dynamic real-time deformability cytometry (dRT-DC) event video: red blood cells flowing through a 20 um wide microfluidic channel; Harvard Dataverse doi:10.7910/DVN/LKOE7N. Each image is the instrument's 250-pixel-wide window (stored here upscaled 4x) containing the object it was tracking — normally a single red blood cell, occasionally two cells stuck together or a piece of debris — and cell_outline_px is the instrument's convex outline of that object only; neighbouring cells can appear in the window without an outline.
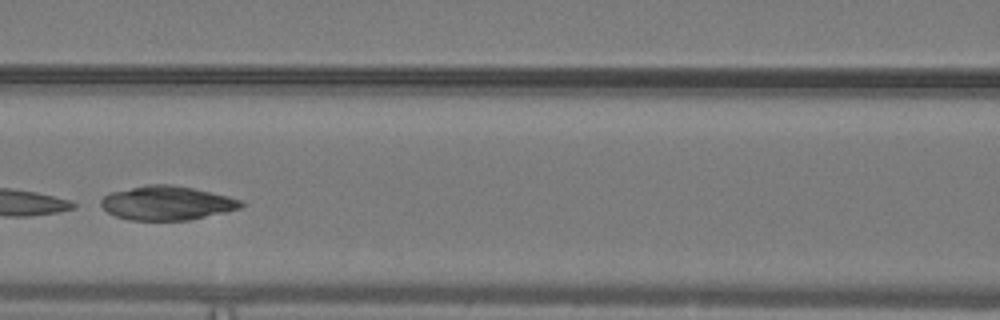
{"species": "common noctule bat (a hibernating species)", "species_latin": "Nyctalus noctula", "temperature_condition": "warm", "stored_images_in_passage": 36, "camera_frame_rate_fps": 3000, "um_per_image_px": 0.085, "animal": {"sex": "male", "body_mass_g": 19.2, "forearm_length_mm": 51.8}, "frame": {"image": 1, "passage_image": 11, "time_ms": 3.333, "image_size_px": [1000, 320], "cell_outline_px": [[244, 204], [240, 208], [224, 212], [188, 220], [128, 220], [116, 216], [108, 212], [100, 204], [100, 200], [104, 196], [112, 192], [148, 184], [172, 184], [192, 188], [228, 196], [240, 200]], "centroid_in_image_um": [14.16, 17.26], "position_along_channel_um": 152.4, "area_um2": 27.51}, "authors_computed_cell_mechanics": {"area_um2": 17.4845, "velocity_mm_per_s": 4.0534, "shape_relaxation_time_tau1_ms": 0.568, "shape_relaxation_time_tau2_ms": 5.5733, "deformation_change_tau1": 0.1959, "deformation_change_tau2": 0.0853}}